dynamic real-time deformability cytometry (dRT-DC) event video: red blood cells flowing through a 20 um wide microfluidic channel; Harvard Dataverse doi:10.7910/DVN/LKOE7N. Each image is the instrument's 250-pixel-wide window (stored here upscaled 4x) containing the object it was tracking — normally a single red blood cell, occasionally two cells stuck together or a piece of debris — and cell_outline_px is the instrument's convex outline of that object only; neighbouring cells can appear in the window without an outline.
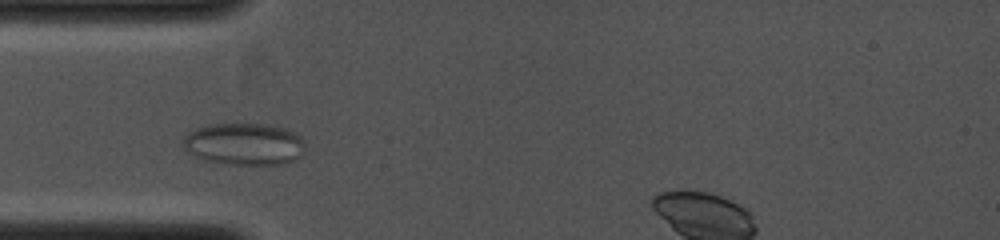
{"species": "common noctule bat (a hibernating species)", "species_latin": "Nyctalus noctula", "temperature_condition": "cold", "stored_images_in_passage": 5, "segment_of_instrument_passage": [1, 2], "camera_frame_rate_fps": 4000, "um_per_image_px": 0.085, "animal": {"sex": "female", "body_mass_g": 19.0, "forearm_length_mm": 53.3}, "frame": {"image": 1, "passage_image": 3, "time_ms": 1.25, "image_size_px": [1000, 240], "cell_outline_px": [[304, 152], [300, 156], [292, 160], [280, 164], [228, 164], [204, 160], [188, 152], [184, 148], [184, 136], [188, 132], [196, 128], [212, 124], [268, 124], [284, 128], [296, 132], [300, 136], [304, 144]], "centroid_in_image_um": [20.76, 12.23], "position_along_channel_um": 64.2, "area_um2": 29.82}}
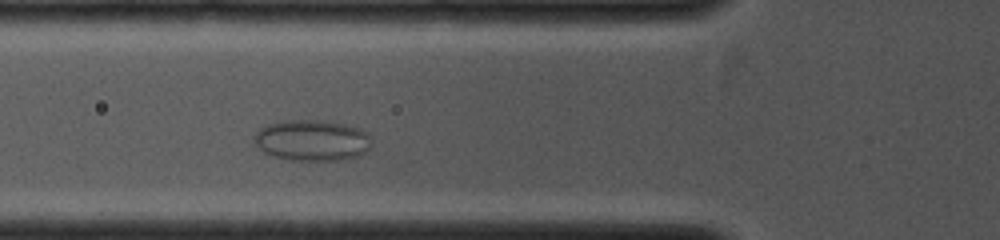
{"frame": {"image": 2, "passage_image": 4, "time_ms": 2.0, "image_size_px": [1000, 240], "cell_outline_px": [[372, 148], [356, 156], [344, 160], [288, 160], [272, 156], [264, 152], [252, 144], [252, 136], [260, 128], [268, 124], [284, 120], [316, 120], [344, 124], [360, 128], [368, 132], [372, 144]], "centroid_in_image_um": [26.49, 11.93], "position_along_channel_um": 99.3, "area_um2": 28.5}}